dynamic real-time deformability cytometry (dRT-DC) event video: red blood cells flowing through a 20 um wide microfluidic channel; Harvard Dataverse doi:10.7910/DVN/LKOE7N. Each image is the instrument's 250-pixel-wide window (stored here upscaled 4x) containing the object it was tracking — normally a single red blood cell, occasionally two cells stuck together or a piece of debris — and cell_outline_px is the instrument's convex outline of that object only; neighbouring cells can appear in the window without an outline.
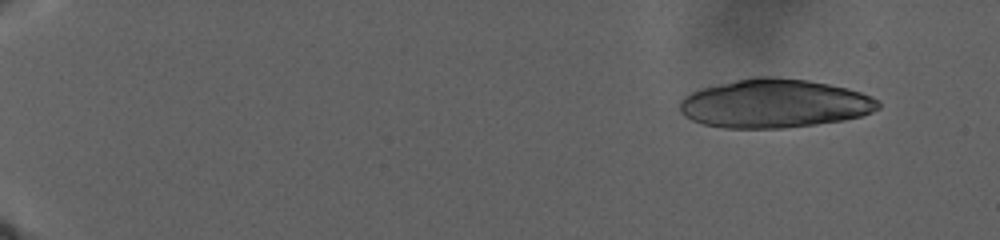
{"species": "human", "species_latin": "Homo sapiens", "temperature_condition": "warm", "stored_images_in_passage": 14, "camera_frame_rate_fps": 3000, "um_per_image_px": 0.085, "donor": {"sex": "male"}, "frame": {"image": 1, "passage_image": 1, "time_ms": 0.0, "image_size_px": [1000, 240], "cell_outline_px": [[880, 108], [872, 112], [860, 116], [844, 120], [816, 124], [784, 128], [724, 128], [704, 124], [692, 120], [684, 116], [680, 112], [680, 100], [684, 96], [692, 92], [704, 88], [752, 76], [772, 76], [808, 80], [828, 84], [860, 92], [872, 96], [880, 100]], "centroid_in_image_um": [65.84, 8.8], "position_along_channel_um": 19.2, "area_um2": 56.3}}